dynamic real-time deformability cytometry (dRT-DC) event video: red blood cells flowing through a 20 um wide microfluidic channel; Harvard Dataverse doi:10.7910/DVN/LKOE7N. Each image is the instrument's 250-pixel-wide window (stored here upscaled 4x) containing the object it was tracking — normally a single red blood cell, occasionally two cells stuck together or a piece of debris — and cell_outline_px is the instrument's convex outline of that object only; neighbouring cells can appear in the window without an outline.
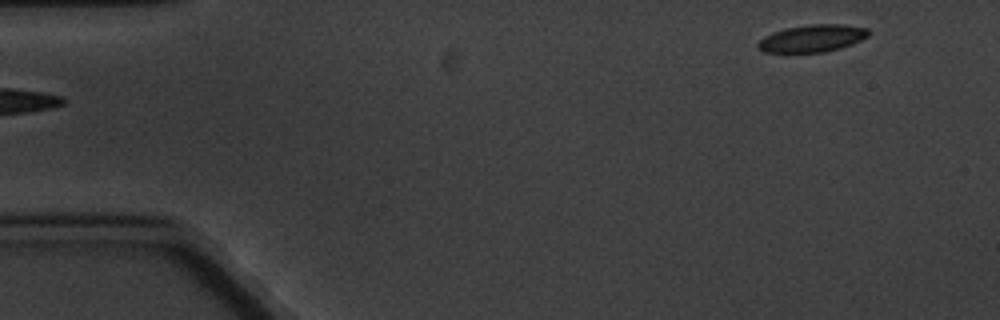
{"species": "common noctule bat (a hibernating species)", "species_latin": "Nyctalus noctula", "temperature_condition": "cold", "stored_images_in_passage": 6, "segment_of_instrument_passage": [2, 2], "camera_frame_rate_fps": 3000, "um_per_image_px": 0.085, "animal": {"sex": "male", "body_mass_g": 20.1, "forearm_length_mm": 53.5}, "frame": {"image": 1, "passage_image": 6, "time_ms": 5.667, "image_size_px": [1000, 320], "cell_outline_px": [[868, 36], [852, 44], [840, 48], [824, 52], [764, 52], [756, 48], [756, 44], [764, 36], [772, 32], [788, 28], [808, 24], [844, 24], [868, 28]], "centroid_in_image_um": [69.02, 3.26], "position_along_channel_um": 16.0, "area_um2": 17.57}}